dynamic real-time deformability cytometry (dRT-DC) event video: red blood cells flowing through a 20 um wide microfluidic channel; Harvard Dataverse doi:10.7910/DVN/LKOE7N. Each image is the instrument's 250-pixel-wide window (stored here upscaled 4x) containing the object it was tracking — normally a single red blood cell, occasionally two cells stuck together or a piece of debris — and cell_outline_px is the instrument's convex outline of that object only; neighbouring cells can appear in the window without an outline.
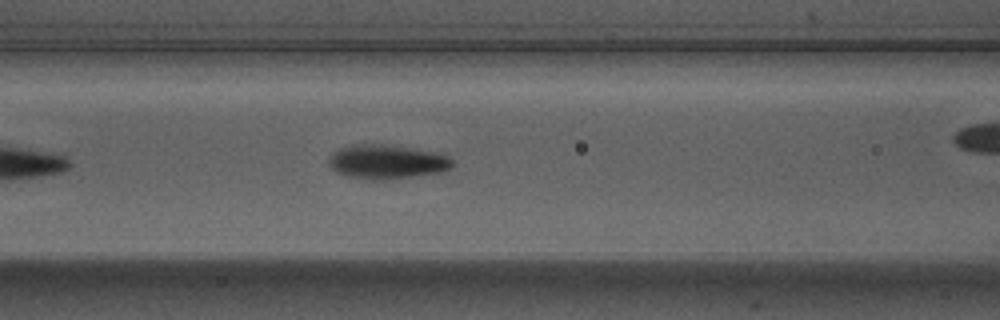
{"species": "Egyptian fruit bat (a non-hibernating species)", "species_latin": "Rousettus aegyptiacus", "temperature_condition": "warm", "stored_images_in_passage": 22, "camera_frame_rate_fps": 3000, "um_per_image_px": 0.085, "animal": {"sex": "male"}, "frame": {"image": 1, "passage_image": 10, "time_ms": 3.0, "image_size_px": [1000, 320], "cell_outline_px": [[456, 164], [452, 168], [440, 172], [384, 180], [372, 180], [348, 176], [336, 172], [332, 168], [332, 156], [340, 148], [352, 144], [384, 144], [416, 148], [436, 152], [448, 156]], "centroid_in_image_um": [32.97, 13.74], "position_along_channel_um": 133.6, "area_um2": 24.45}}